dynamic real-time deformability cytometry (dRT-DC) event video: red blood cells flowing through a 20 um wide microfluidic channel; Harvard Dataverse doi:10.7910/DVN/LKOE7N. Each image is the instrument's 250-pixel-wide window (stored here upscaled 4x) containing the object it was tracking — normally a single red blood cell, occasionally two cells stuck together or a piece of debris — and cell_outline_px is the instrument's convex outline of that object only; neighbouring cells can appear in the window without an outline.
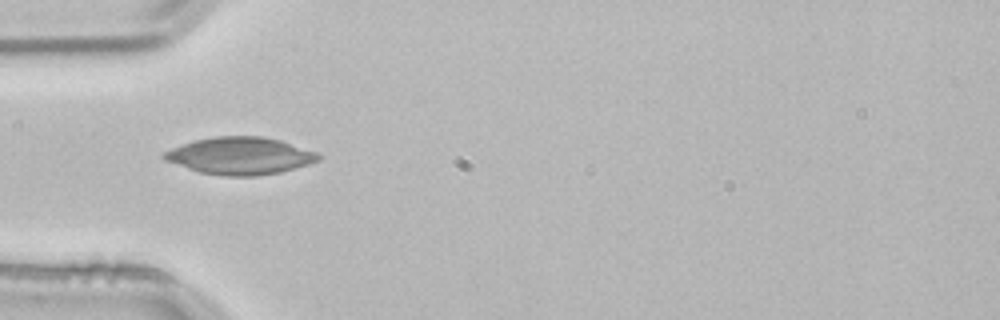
{"species": "common noctule bat (a hibernating species)", "species_latin": "Nyctalus noctula", "temperature_condition": "room temperature", "stored_images_in_passage": 37, "camera_frame_rate_fps": 3000, "um_per_image_px": 0.085, "animal": {"sex": "male", "body_mass_g": 21.5, "forearm_length_mm": 52.0}, "frame": {"image": 1, "passage_image": 1, "time_ms": 0.0, "image_size_px": [1000, 320], "cell_outline_px": [[324, 156], [320, 160], [308, 164], [280, 172], [256, 176], [224, 176], [200, 172], [164, 160], [160, 156], [164, 152], [172, 148], [196, 140], [216, 136], [264, 136], [280, 140], [316, 152]], "centroid_in_image_um": [20.43, 13.24], "position_along_channel_um": 64.6, "area_um2": 33.35}}
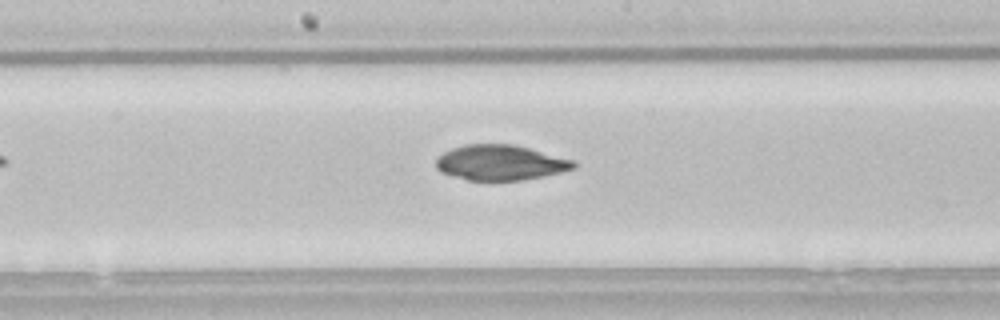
{"frame": {"image": 2, "passage_image": 12, "time_ms": 3.667, "image_size_px": [1000, 320], "cell_outline_px": [[576, 168], [560, 172], [520, 180], [468, 180], [452, 176], [440, 172], [436, 168], [436, 160], [444, 152], [452, 148], [464, 144], [512, 144], [576, 160]], "centroid_in_image_um": [42.52, 13.82], "position_along_channel_um": 205.7, "area_um2": 28.15}}
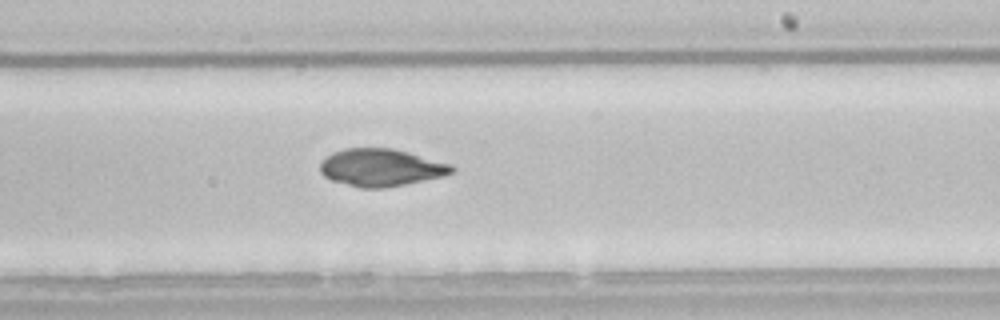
{"frame": {"image": 3, "passage_image": 16, "time_ms": 5.0, "image_size_px": [1000, 320], "cell_outline_px": [[456, 168], [452, 172], [440, 176], [424, 180], [384, 188], [360, 188], [332, 180], [324, 176], [320, 172], [320, 164], [332, 152], [344, 148], [392, 148], [408, 152], [452, 164]], "centroid_in_image_um": [32.37, 14.23], "position_along_channel_um": 256.6, "area_um2": 28.5}, "authors_computed_cell_mechanics": {"area_um2": 29.1312, "velocity_mm_per_s": 3.8449, "shape_relaxation_time_tau1_ms": null, "shape_relaxation_time_tau2_ms": 6.569, "deformation_change_tau1": null, "deformation_change_tau2": 0.0939}}